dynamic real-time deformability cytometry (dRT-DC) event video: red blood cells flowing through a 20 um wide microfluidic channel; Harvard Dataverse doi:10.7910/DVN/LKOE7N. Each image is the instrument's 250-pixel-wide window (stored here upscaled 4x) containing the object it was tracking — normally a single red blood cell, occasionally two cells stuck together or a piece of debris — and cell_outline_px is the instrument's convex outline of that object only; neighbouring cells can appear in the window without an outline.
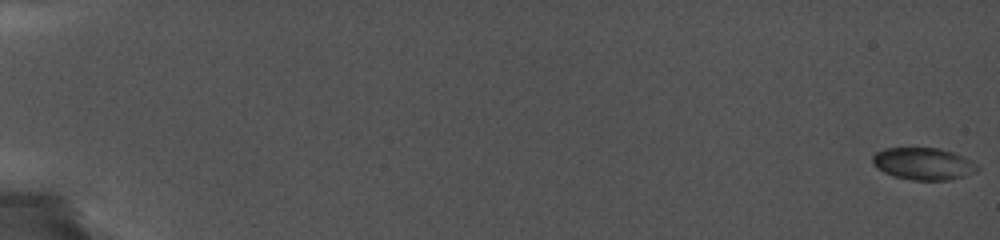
{"species": "common noctule bat (a hibernating species)", "species_latin": "Nyctalus noctula", "temperature_condition": "cold", "stored_images_in_passage": 43, "camera_frame_rate_fps": 5000, "um_per_image_px": 0.085, "animal": {"sex": "female", "body_mass_g": 19.0, "forearm_length_mm": 56.7}, "frame": {"image": 1, "passage_image": 1, "time_ms": 0.0, "image_size_px": [1000, 240], "cell_outline_px": [[980, 168], [976, 172], [952, 180], [912, 180], [892, 176], [876, 168], [872, 164], [872, 156], [876, 152], [884, 148], [940, 148], [964, 156], [976, 164]], "centroid_in_image_um": [78.47, 13.92], "position_along_channel_um": 6.5, "area_um2": 19.83}}
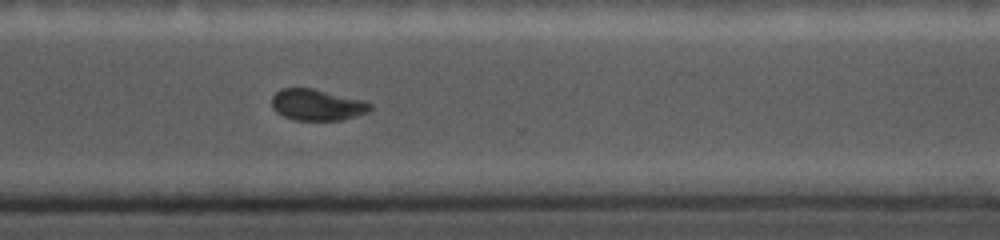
{"frame": {"image": 2, "passage_image": 36, "time_ms": 14.6, "image_size_px": [1000, 240], "cell_outline_px": [[372, 108], [368, 112], [356, 116], [340, 120], [292, 120], [276, 112], [272, 108], [272, 96], [280, 88], [312, 88], [364, 100], [372, 104]], "centroid_in_image_um": [26.94, 8.91], "position_along_channel_um": 343.7, "area_um2": 18.03}}
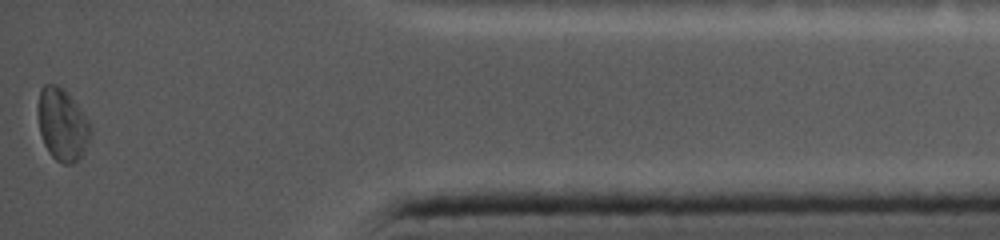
{"frame": {"image": 3, "passage_image": 43, "time_ms": 17.6, "image_size_px": [1000, 240], "cell_outline_px": [[92, 132], [84, 152], [72, 164], [64, 164], [56, 160], [48, 152], [44, 144], [40, 132], [36, 112], [36, 108], [40, 88], [44, 84], [56, 84], [64, 88], [92, 124]], "centroid_in_image_um": [5.28, 10.56], "position_along_channel_um": 429.9, "area_um2": 22.54}, "authors_computed_cell_mechanics": {"area_um2": 19.074, "velocity_mm_per_s": 3.7294, "shape_relaxation_time_tau1_ms": null, "shape_relaxation_time_tau2_ms": 1.4603, "deformation_change_tau1": null, "deformation_change_tau2": 0.0362}}